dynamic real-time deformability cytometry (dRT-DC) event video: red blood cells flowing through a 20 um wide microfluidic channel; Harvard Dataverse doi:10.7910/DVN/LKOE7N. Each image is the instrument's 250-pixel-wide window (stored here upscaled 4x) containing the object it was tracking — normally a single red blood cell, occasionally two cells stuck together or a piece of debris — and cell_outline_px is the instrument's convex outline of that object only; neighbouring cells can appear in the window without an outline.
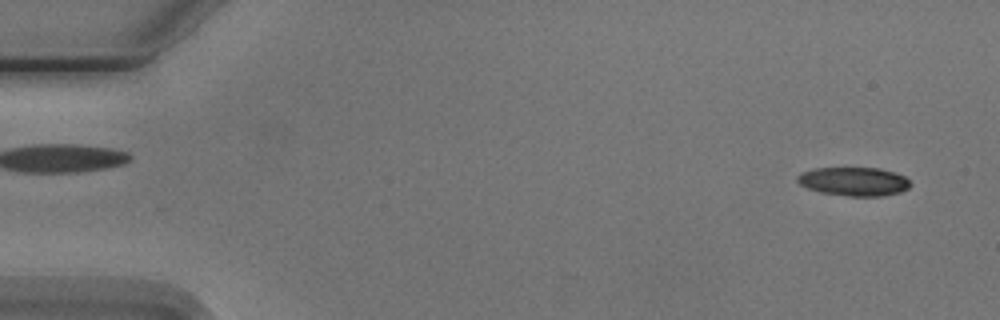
{"species": "Egyptian fruit bat (a non-hibernating species)", "species_latin": "Rousettus aegyptiacus", "temperature_condition": "cold", "stored_images_in_passage": 5, "camera_frame_rate_fps": 3000, "um_per_image_px": 0.085, "animal": {"sex": "male"}, "frame": {"image": 1, "passage_image": 1, "time_ms": 0.0, "image_size_px": [1000, 320], "cell_outline_px": [[912, 184], [908, 188], [900, 192], [884, 196], [848, 196], [820, 192], [808, 188], [800, 184], [796, 180], [796, 176], [800, 172], [812, 168], [880, 168], [896, 172], [904, 176]], "centroid_in_image_um": [72.57, 15.42], "position_along_channel_um": 12.4, "area_um2": 19.07}}